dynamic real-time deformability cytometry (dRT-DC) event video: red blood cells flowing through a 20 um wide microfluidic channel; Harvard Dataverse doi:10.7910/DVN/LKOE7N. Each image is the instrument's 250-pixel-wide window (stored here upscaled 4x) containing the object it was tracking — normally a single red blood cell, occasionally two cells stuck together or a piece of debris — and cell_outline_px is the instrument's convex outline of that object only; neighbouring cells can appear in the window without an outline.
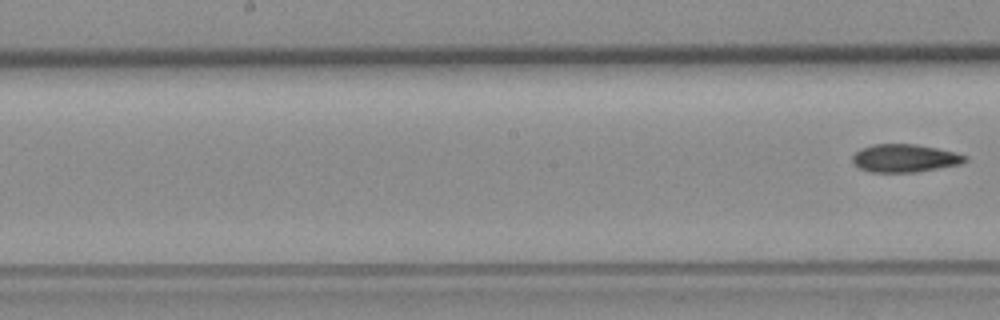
{"species": "common noctule bat (a hibernating species)", "species_latin": "Nyctalus noctula", "temperature_condition": "room temperature", "stored_images_in_passage": 6, "segment_of_instrument_passage": [2, 2], "camera_frame_rate_fps": 3000, "um_per_image_px": 0.085, "animal": {"sex": "female", "body_mass_g": 19.3, "forearm_length_mm": 54.1}, "frame": {"image": 1, "passage_image": 6, "time_ms": 6.333, "image_size_px": [1000, 320], "cell_outline_px": [[968, 160], [960, 164], [916, 172], [868, 172], [852, 164], [852, 156], [860, 148], [872, 144], [916, 144], [956, 152], [968, 156]], "centroid_in_image_um": [76.88, 13.44], "position_along_channel_um": 171.3, "area_um2": 18.5}}